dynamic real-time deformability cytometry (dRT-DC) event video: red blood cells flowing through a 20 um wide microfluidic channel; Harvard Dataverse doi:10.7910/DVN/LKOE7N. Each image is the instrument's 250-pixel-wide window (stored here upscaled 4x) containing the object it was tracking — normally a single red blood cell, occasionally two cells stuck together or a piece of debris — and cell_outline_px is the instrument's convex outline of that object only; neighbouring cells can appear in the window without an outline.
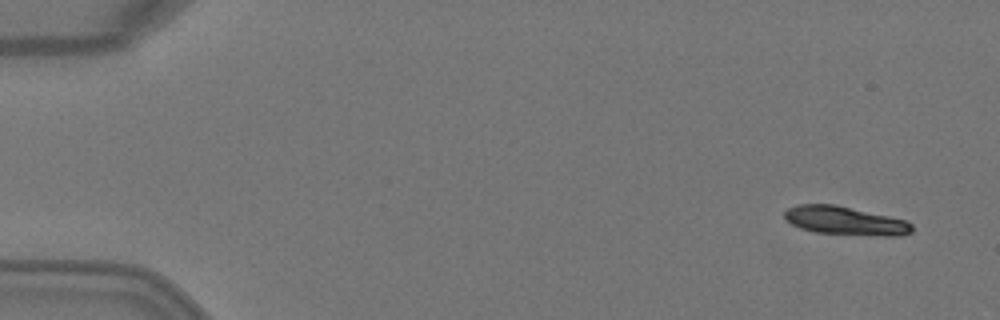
{"species": "Egyptian fruit bat (a non-hibernating species)", "species_latin": "Rousettus aegyptiacus", "temperature_condition": "warm", "stored_images_in_passage": 3, "segment_of_instrument_passage": [2, 2], "camera_frame_rate_fps": 3000, "um_per_image_px": 0.085, "animal": {"sex": "female"}, "frame": {"image": 1, "passage_image": 3, "time_ms": 0.667, "image_size_px": [1000, 320], "cell_outline_px": [[912, 232], [900, 236], [884, 236], [816, 232], [800, 228], [784, 220], [784, 212], [788, 208], [796, 204], [836, 204], [888, 216], [904, 220], [912, 224]], "centroid_in_image_um": [71.8, 18.75], "position_along_channel_um": 13.2, "area_um2": 21.15}}